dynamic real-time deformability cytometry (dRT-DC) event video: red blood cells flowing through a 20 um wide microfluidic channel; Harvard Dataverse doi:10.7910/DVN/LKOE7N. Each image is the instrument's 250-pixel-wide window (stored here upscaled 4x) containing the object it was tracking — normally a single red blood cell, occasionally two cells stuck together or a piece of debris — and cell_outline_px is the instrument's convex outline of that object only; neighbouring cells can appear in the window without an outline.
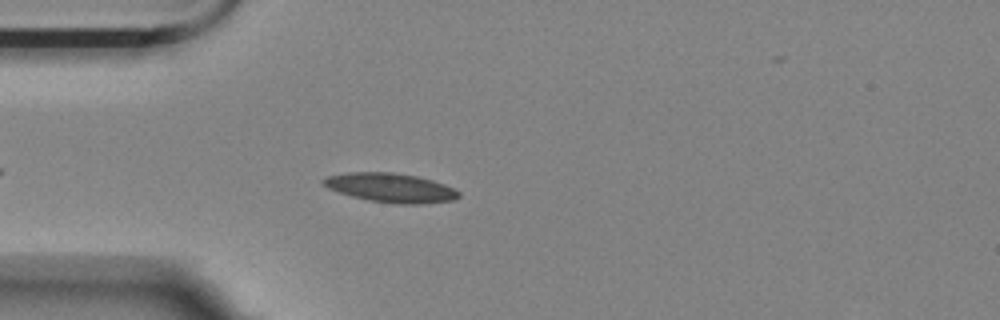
{"species": "Egyptian fruit bat (a non-hibernating species)", "species_latin": "Rousettus aegyptiacus", "temperature_condition": "room temperature", "stored_images_in_passage": 46, "camera_frame_rate_fps": 3000, "um_per_image_px": 0.085, "animal": {"sex": "female"}, "frame": {"image": 1, "passage_image": 9, "time_ms": 2.667, "image_size_px": [1000, 320], "cell_outline_px": [[460, 196], [452, 200], [420, 204], [400, 204], [368, 200], [352, 196], [328, 188], [320, 184], [320, 180], [324, 176], [348, 172], [392, 172], [416, 176], [432, 180], [444, 184], [460, 192]], "centroid_in_image_um": [33.15, 15.95], "position_along_channel_um": 51.9, "area_um2": 23.0}}
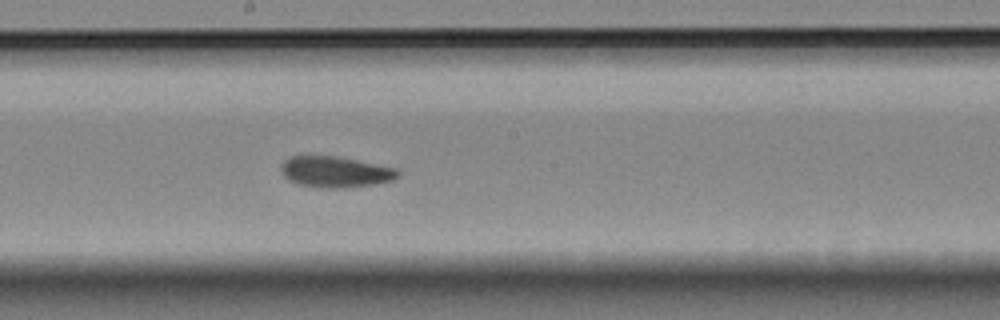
{"frame": {"image": 2, "passage_image": 24, "time_ms": 7.667, "image_size_px": [1000, 320], "cell_outline_px": [[400, 176], [392, 180], [376, 184], [344, 188], [316, 188], [300, 184], [288, 180], [280, 172], [280, 164], [284, 160], [292, 156], [336, 156], [396, 168], [400, 172]], "centroid_in_image_um": [28.48, 14.62], "position_along_channel_um": 219.7, "area_um2": 21.27}}
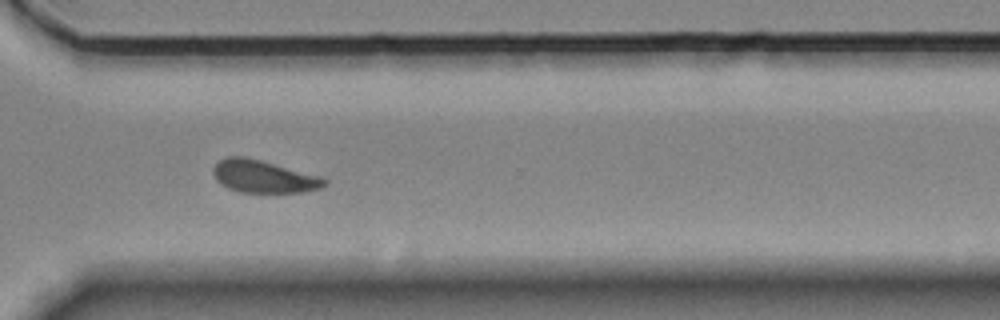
{"frame": {"image": 3, "passage_image": 35, "time_ms": 11.333, "image_size_px": [1000, 320], "cell_outline_px": [[328, 184], [324, 188], [304, 192], [240, 192], [228, 188], [220, 184], [216, 180], [212, 172], [212, 168], [220, 160], [228, 156], [244, 156], [324, 176], [328, 180]], "centroid_in_image_um": [22.46, 15.01], "position_along_channel_um": 348.1, "area_um2": 21.44}, "authors_computed_cell_mechanics": {"area_um2": 21.1259, "velocity_mm_per_s": 3.5051, "shape_relaxation_time_tau1_ms": 6.6246, "shape_relaxation_time_tau2_ms": null, "deformation_change_tau1": 0.1308, "deformation_change_tau2": null}}